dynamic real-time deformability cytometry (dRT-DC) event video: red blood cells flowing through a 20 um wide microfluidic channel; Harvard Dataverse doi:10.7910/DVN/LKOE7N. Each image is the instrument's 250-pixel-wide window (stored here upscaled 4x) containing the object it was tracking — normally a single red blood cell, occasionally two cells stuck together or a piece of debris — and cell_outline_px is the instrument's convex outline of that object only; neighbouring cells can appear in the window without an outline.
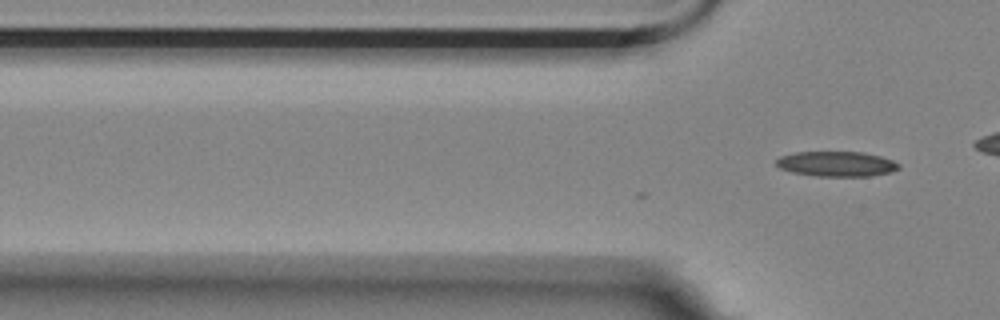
{"species": "Egyptian fruit bat (a non-hibernating species)", "species_latin": "Rousettus aegyptiacus", "temperature_condition": "room temperature", "stored_images_in_passage": 3, "camera_frame_rate_fps": 3000, "um_per_image_px": 0.085, "animal": {"sex": "female"}, "frame": {"image": 1, "passage_image": 3, "time_ms": 0.667, "image_size_px": [1000, 320], "cell_outline_px": [[900, 168], [888, 172], [872, 176], [816, 176], [792, 172], [780, 168], [776, 164], [776, 160], [780, 156], [796, 152], [864, 152], [880, 156], [892, 160], [900, 164]], "centroid_in_image_um": [71.1, 13.93], "position_along_channel_um": 54.7, "area_um2": 17.86}}